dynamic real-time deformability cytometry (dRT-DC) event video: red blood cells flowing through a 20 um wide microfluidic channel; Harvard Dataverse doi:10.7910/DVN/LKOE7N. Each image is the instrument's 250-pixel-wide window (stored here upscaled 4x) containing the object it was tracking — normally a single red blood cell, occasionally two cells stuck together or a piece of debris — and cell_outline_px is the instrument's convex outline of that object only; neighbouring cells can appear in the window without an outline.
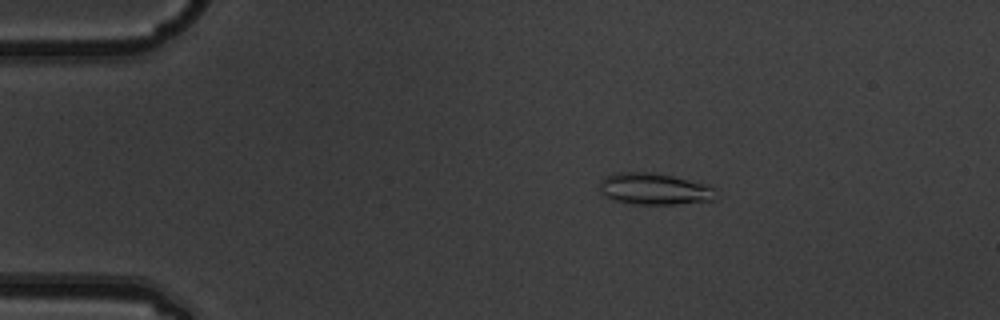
{"species": "common noctule bat (a hibernating species)", "species_latin": "Nyctalus noctula", "temperature_condition": "warm", "stored_images_in_passage": 4, "camera_frame_rate_fps": 3000, "um_per_image_px": 0.085, "animal": {"sex": "male", "body_mass_g": 19.5, "forearm_length_mm": 54.6}, "frame": {"image": 1, "passage_image": 3, "time_ms": 0.667, "image_size_px": [1000, 320], "cell_outline_px": [[712, 200], [676, 204], [636, 204], [612, 200], [604, 196], [600, 192], [600, 180], [604, 176], [616, 172], [648, 172], [672, 176], [708, 184], [712, 188]], "centroid_in_image_um": [55.51, 16.05], "position_along_channel_um": 29.5, "area_um2": 21.21}}